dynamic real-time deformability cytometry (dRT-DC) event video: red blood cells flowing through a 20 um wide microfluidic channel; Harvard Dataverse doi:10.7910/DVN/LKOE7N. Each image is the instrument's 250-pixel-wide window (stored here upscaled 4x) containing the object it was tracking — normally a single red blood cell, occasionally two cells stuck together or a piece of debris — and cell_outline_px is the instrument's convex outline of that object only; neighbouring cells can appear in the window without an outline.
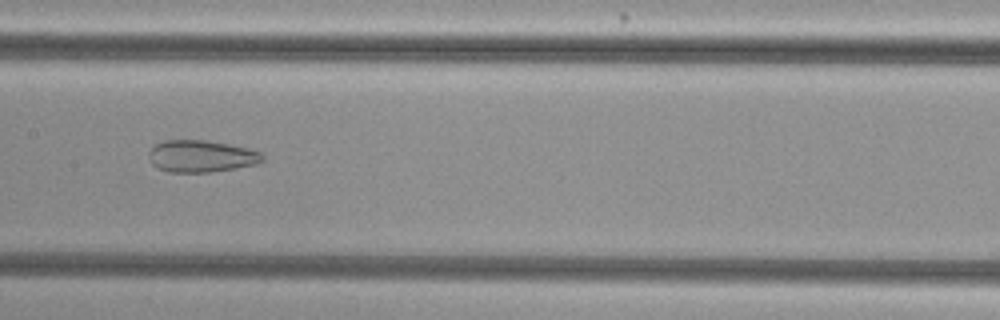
{"species": "common noctule bat (a hibernating species)", "species_latin": "Nyctalus noctula", "temperature_condition": "cold", "stored_images_in_passage": 45, "camera_frame_rate_fps": 3000, "um_per_image_px": 0.085, "animal": {"sex": "female", "body_mass_g": 29.2, "forearm_length_mm": 56.3}, "frame": {"image": 1, "passage_image": 18, "time_ms": 5.667, "image_size_px": [1000, 320], "cell_outline_px": [[264, 160], [256, 164], [236, 168], [208, 172], [168, 172], [152, 164], [148, 156], [148, 152], [156, 144], [164, 140], [204, 140], [228, 144], [248, 148], [260, 152], [264, 156]], "centroid_in_image_um": [17.1, 13.27], "position_along_channel_um": 190.3, "area_um2": 21.1}}
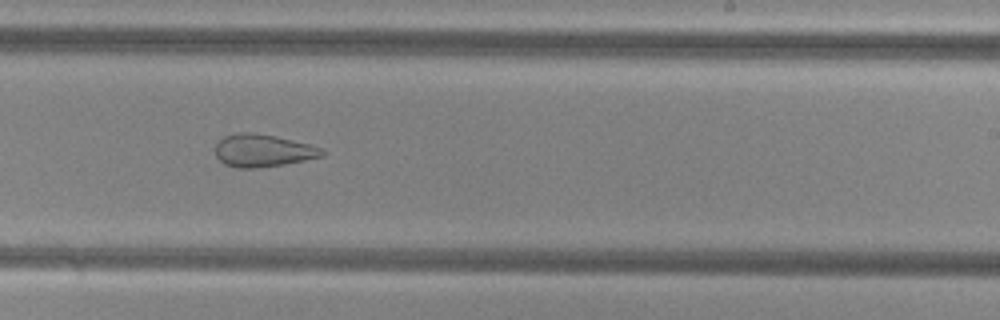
{"frame": {"image": 2, "passage_image": 24, "time_ms": 7.667, "image_size_px": [1000, 320], "cell_outline_px": [[328, 152], [324, 156], [284, 164], [256, 168], [236, 168], [224, 164], [216, 156], [216, 144], [224, 136], [236, 132], [252, 132], [292, 140], [324, 148]], "centroid_in_image_um": [22.36, 12.8], "position_along_channel_um": 266.6, "area_um2": 20.29}}
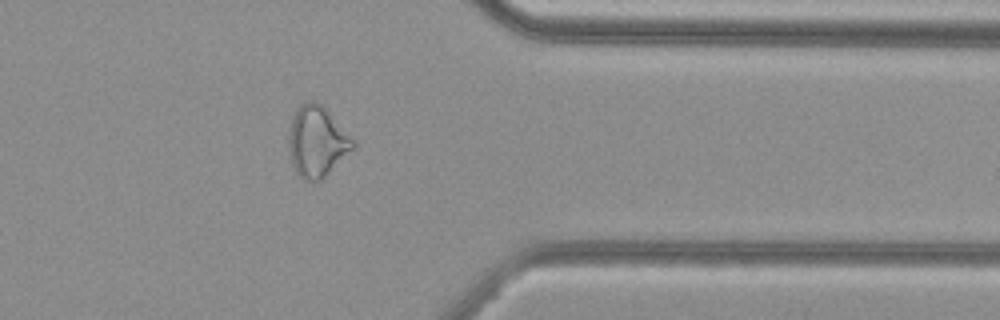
{"frame": {"image": 3, "passage_image": 34, "time_ms": 11.0, "image_size_px": [1000, 320], "cell_outline_px": [[356, 148], [320, 180], [304, 180], [296, 172], [292, 164], [288, 144], [288, 128], [292, 116], [296, 108], [300, 104], [308, 100], [312, 100], [320, 104], [356, 140]], "centroid_in_image_um": [26.94, 12.01], "position_along_channel_um": 384.5, "area_um2": 26.7}, "authors_computed_cell_mechanics": {"area_um2": 26.7036, "velocity_mm_per_s": 3.8285, "shape_relaxation_time_tau1_ms": null, "shape_relaxation_time_tau2_ms": 2.6498, "deformation_change_tau1": null, "deformation_change_tau2": 0.1191}}